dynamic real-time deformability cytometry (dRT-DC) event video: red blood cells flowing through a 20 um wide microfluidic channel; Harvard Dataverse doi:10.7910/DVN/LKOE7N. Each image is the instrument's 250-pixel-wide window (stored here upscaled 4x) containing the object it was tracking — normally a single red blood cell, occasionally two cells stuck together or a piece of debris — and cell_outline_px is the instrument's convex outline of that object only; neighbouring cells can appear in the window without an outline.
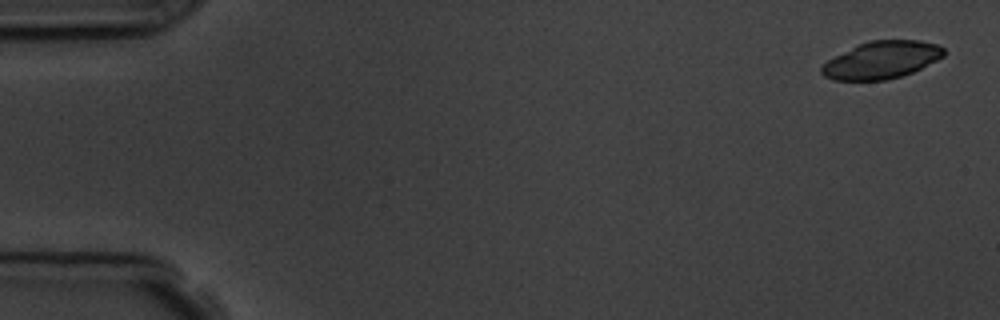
{"species": "common noctule bat (a hibernating species)", "species_latin": "Nyctalus noctula", "temperature_condition": "room temperature", "stored_images_in_passage": 4, "camera_frame_rate_fps": 3000, "um_per_image_px": 0.085, "animal": {"sex": "male", "body_mass_g": 19.5, "forearm_length_mm": 54.6}, "frame": {"image": 1, "passage_image": 1, "time_ms": 0.0, "image_size_px": [1000, 320], "cell_outline_px": [[944, 56], [912, 72], [888, 80], [832, 80], [824, 76], [820, 72], [820, 68], [828, 60], [868, 40], [920, 40], [936, 44], [944, 48]], "centroid_in_image_um": [74.93, 5.1], "position_along_channel_um": 10.1, "area_um2": 26.3}}